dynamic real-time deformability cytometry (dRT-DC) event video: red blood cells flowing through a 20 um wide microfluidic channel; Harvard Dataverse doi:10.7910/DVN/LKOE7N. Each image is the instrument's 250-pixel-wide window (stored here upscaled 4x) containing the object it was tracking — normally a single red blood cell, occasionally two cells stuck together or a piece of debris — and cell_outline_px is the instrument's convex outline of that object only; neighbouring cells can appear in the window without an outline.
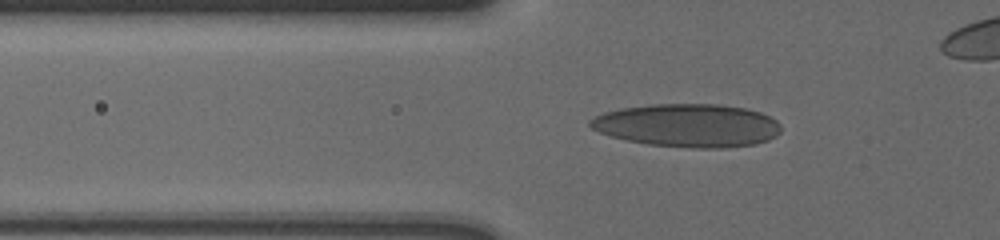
{"species": "human", "species_latin": "Homo sapiens", "temperature_condition": "cold", "stored_images_in_passage": 52, "camera_frame_rate_fps": 3000, "um_per_image_px": 0.085, "donor": {"sex": "male"}, "frame": {"image": 1, "passage_image": 19, "time_ms": 6.0, "image_size_px": [1000, 240], "cell_outline_px": [[780, 132], [776, 136], [768, 140], [756, 144], [724, 148], [692, 148], [648, 144], [628, 140], [612, 136], [600, 132], [592, 128], [588, 124], [588, 120], [604, 112], [620, 108], [652, 104], [716, 104], [744, 108], [760, 112], [776, 120], [780, 124]], "centroid_in_image_um": [58.46, 10.66], "position_along_channel_um": 67.3, "area_um2": 47.97}}
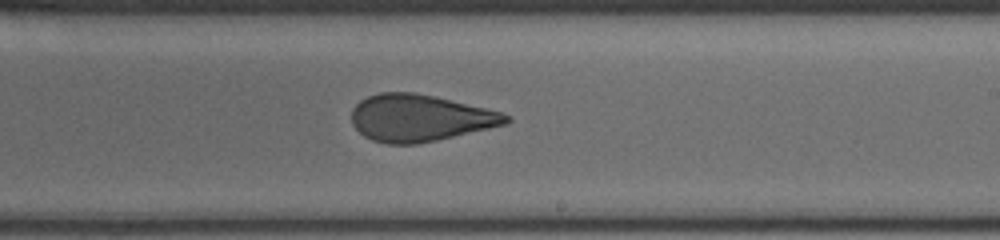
{"frame": {"image": 2, "passage_image": 35, "time_ms": 11.333, "image_size_px": [1000, 240], "cell_outline_px": [[512, 120], [504, 124], [488, 128], [436, 140], [416, 144], [384, 144], [372, 140], [364, 136], [352, 124], [352, 108], [360, 100], [368, 96], [380, 92], [416, 92], [436, 96], [500, 112], [512, 116]], "centroid_in_image_um": [35.64, 10.02], "position_along_channel_um": 253.4, "area_um2": 42.02}}
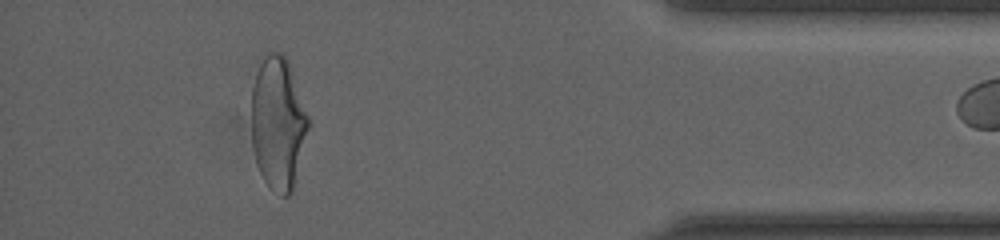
{"frame": {"image": 3, "passage_image": 51, "time_ms": 16.667, "image_size_px": [1000, 240], "cell_outline_px": [[308, 128], [292, 192], [288, 196], [284, 196], [268, 184], [264, 180], [260, 172], [256, 160], [252, 144], [252, 88], [260, 64], [264, 56], [268, 52], [284, 52], [288, 60], [308, 116]], "centroid_in_image_um": [23.62, 10.42], "position_along_channel_um": 411.6, "area_um2": 43.23}}